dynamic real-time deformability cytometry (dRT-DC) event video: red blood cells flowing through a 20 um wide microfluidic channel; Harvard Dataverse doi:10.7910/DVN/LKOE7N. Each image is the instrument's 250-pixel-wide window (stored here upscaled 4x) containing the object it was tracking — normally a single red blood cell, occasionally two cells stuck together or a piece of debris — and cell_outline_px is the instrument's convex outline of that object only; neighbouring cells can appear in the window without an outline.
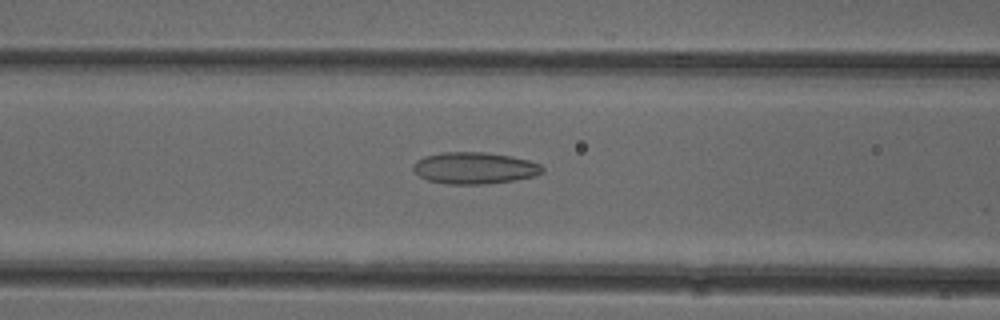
{"species": "common noctule bat (a hibernating species)", "species_latin": "Nyctalus noctula", "temperature_condition": "cold", "stored_images_in_passage": 52, "camera_frame_rate_fps": 3000, "um_per_image_px": 0.085, "animal": {"sex": "female"}, "frame": {"image": 1, "passage_image": 21, "time_ms": 6.667, "image_size_px": [1000, 320], "cell_outline_px": [[544, 172], [536, 176], [512, 180], [484, 184], [448, 184], [428, 180], [420, 176], [412, 168], [412, 164], [416, 160], [424, 156], [440, 152], [484, 152], [512, 156], [528, 160], [540, 164], [544, 168]], "centroid_in_image_um": [40.33, 14.27], "position_along_channel_um": 126.3, "area_um2": 23.93}}
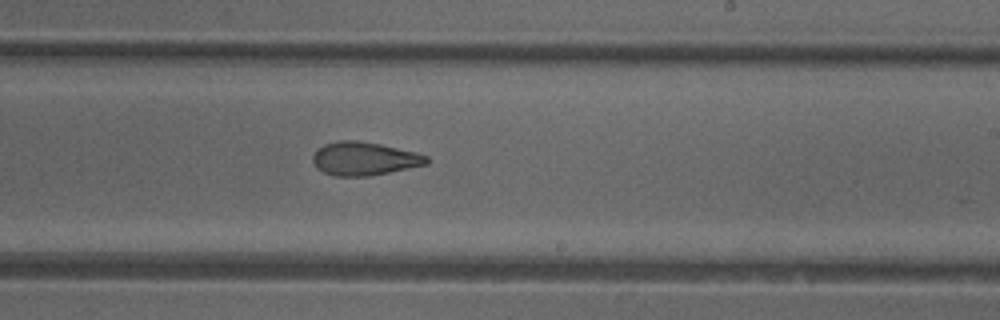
{"frame": {"image": 2, "passage_image": 31, "time_ms": 10.0, "image_size_px": [1000, 320], "cell_outline_px": [[428, 164], [368, 176], [336, 176], [324, 172], [316, 168], [312, 160], [312, 156], [316, 148], [324, 144], [340, 140], [356, 140], [380, 144], [416, 152], [428, 156]], "centroid_in_image_um": [30.92, 13.48], "position_along_channel_um": 258.1, "area_um2": 22.14}}
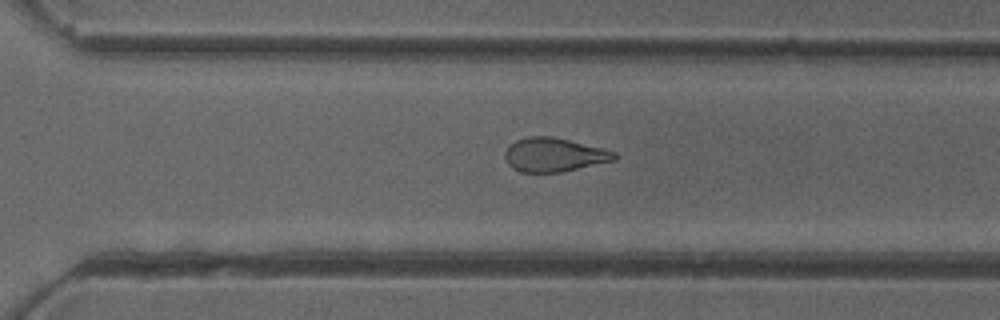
{"frame": {"image": 3, "passage_image": 36, "time_ms": 11.667, "image_size_px": [1000, 320], "cell_outline_px": [[616, 160], [560, 172], [520, 172], [512, 168], [508, 164], [504, 156], [504, 152], [516, 140], [528, 136], [552, 136], [616, 152]], "centroid_in_image_um": [47.06, 13.16], "position_along_channel_um": 323.5, "area_um2": 21.33}, "authors_computed_cell_mechanics": {"area_um2": 22.8888, "velocity_mm_per_s": 3.9484, "shape_relaxation_time_tau1_ms": null, "shape_relaxation_time_tau2_ms": 2.889, "deformation_change_tau1": null, "deformation_change_tau2": 0.1104}}